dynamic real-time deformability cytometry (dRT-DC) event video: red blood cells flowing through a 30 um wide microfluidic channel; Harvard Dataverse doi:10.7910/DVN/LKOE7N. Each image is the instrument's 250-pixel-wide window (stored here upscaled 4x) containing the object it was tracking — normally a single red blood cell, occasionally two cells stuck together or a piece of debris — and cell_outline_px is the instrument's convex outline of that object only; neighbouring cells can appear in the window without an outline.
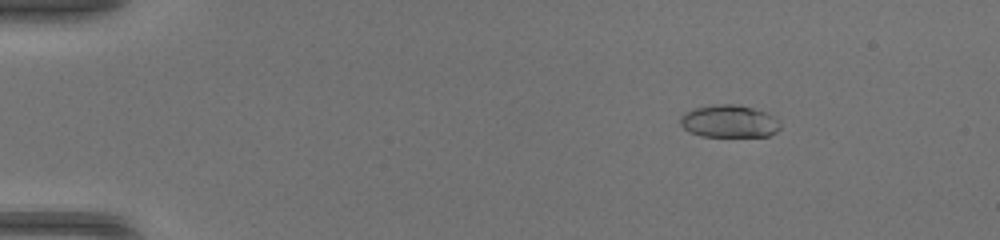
{"species": "common noctule bat (a hibernating species)", "species_latin": "Nyctalus noctula", "temperature_condition": "warm", "stored_images_in_passage": 50, "camera_frame_rate_fps": 3000, "um_per_image_px": 0.085, "animal": {"sex": "female", "body_mass_g": 17.0, "forearm_length_mm": 48.0}, "frame": {"image": 1, "passage_image": 8, "time_ms": 2.333, "image_size_px": [1000, 240], "cell_outline_px": [[780, 128], [776, 132], [768, 136], [700, 136], [688, 132], [680, 124], [680, 116], [684, 112], [692, 108], [716, 104], [736, 104], [768, 112], [780, 124]], "centroid_in_image_um": [61.93, 10.31], "position_along_channel_um": 23.1, "area_um2": 19.07}}
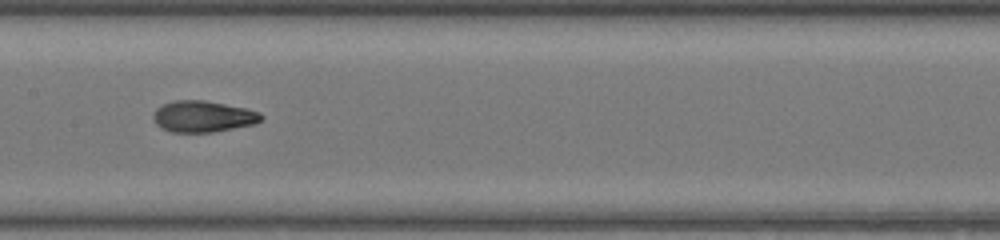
{"frame": {"image": 2, "passage_image": 27, "time_ms": 8.667, "image_size_px": [1000, 240], "cell_outline_px": [[264, 116], [256, 124], [212, 132], [172, 132], [160, 128], [156, 124], [152, 116], [156, 108], [172, 100], [204, 100], [248, 108], [260, 112]], "centroid_in_image_um": [17.26, 9.89], "position_along_channel_um": 190.1, "area_um2": 19.88}}
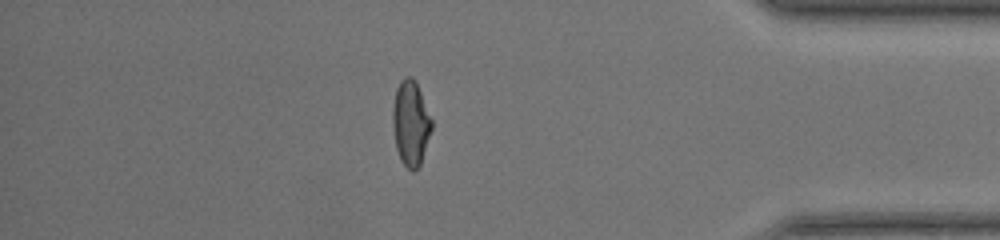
{"frame": {"image": 3, "passage_image": 44, "time_ms": 14.333, "image_size_px": [1000, 240], "cell_outline_px": [[432, 128], [420, 164], [412, 172], [400, 160], [396, 148], [392, 124], [392, 108], [396, 88], [400, 80], [404, 76], [412, 76], [416, 80], [432, 120]], "centroid_in_image_um": [34.89, 10.42], "position_along_channel_um": 400.3, "area_um2": 19.42}, "authors_computed_cell_mechanics": {"area_um2": 19.1318, "velocity_mm_per_s": 4.2649, "shape_relaxation_time_tau1_ms": 8.143, "shape_relaxation_time_tau2_ms": 1.0051, "deformation_change_tau1": 0.2729, "deformation_change_tau2": 0.0678}}